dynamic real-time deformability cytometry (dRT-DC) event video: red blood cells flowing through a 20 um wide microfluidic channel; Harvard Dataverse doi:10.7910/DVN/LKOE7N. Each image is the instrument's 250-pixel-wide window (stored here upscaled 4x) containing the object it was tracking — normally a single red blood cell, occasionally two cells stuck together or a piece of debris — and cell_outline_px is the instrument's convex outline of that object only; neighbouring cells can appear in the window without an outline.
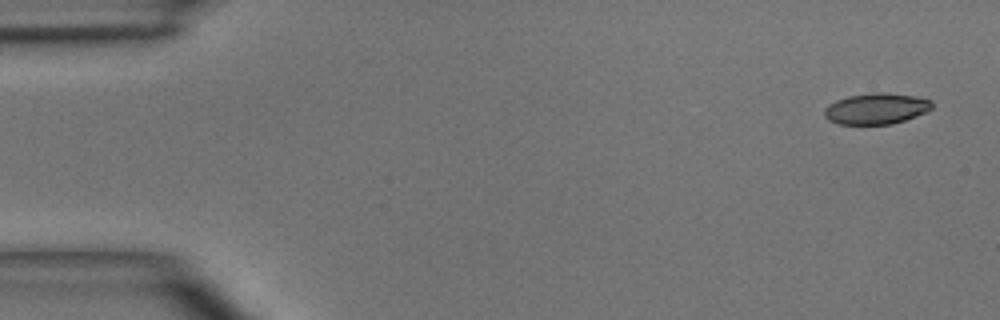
{"species": "common noctule bat (a hibernating species)", "species_latin": "Nyctalus noctula", "temperature_condition": "room temperature", "stored_images_in_passage": 5, "camera_frame_rate_fps": 3000, "um_per_image_px": 0.085, "animal": {"sex": "male", "body_mass_g": 15.6}, "frame": {"image": 1, "passage_image": 1, "time_ms": 0.0, "image_size_px": [1000, 320], "cell_outline_px": [[932, 108], [928, 112], [892, 124], [836, 124], [828, 120], [824, 116], [824, 108], [828, 104], [836, 100], [848, 96], [872, 92], [884, 92], [916, 96], [932, 100]], "centroid_in_image_um": [74.47, 9.23], "position_along_channel_um": 10.5, "area_um2": 19.71}}